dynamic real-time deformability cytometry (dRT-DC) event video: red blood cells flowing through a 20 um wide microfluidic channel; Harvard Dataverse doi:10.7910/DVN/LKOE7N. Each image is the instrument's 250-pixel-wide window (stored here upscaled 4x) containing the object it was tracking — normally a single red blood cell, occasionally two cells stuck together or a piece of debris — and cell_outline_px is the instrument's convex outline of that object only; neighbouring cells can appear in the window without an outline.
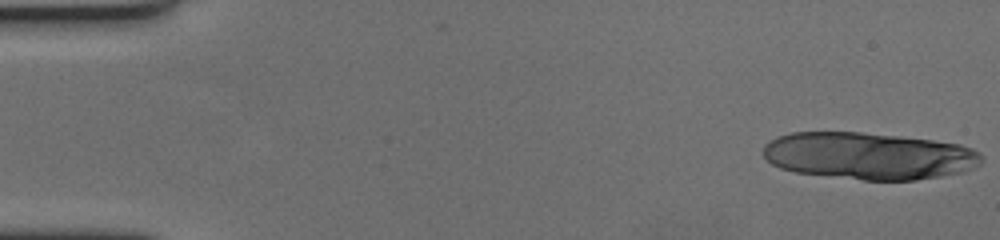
{"species": "human", "species_latin": "Homo sapiens", "temperature_condition": "cold", "stored_images_in_passage": 19, "camera_frame_rate_fps": 3000, "um_per_image_px": 0.085, "donor": {"sex": "female"}, "frame": {"image": 1, "passage_image": 1, "time_ms": 0.0, "image_size_px": [1000, 240], "cell_outline_px": [[984, 160], [980, 164], [964, 172], [916, 180], [864, 180], [796, 172], [780, 168], [772, 164], [764, 156], [764, 144], [776, 136], [792, 132], [860, 132], [900, 136], [932, 140], [960, 144], [972, 148], [980, 152]], "centroid_in_image_um": [73.87, 13.24], "position_along_channel_um": 11.1, "area_um2": 60.05}}